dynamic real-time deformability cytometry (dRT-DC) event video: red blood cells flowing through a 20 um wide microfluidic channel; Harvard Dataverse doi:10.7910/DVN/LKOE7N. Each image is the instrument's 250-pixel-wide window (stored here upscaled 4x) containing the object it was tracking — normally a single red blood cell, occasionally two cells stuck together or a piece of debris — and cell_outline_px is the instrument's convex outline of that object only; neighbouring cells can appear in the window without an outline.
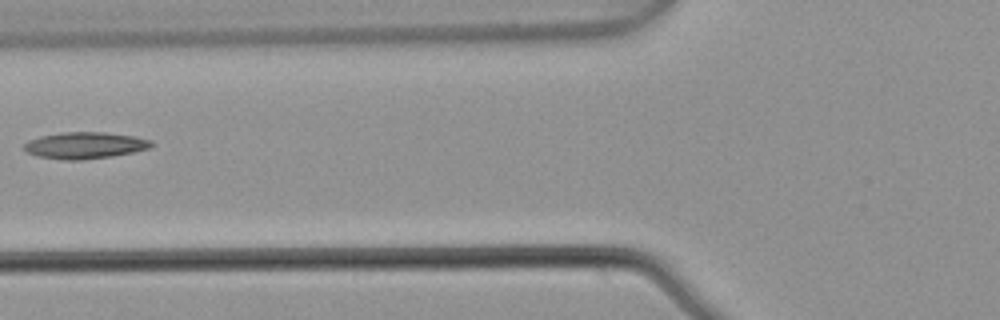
{"species": "common noctule bat (a hibernating species)", "species_latin": "Nyctalus noctula", "temperature_condition": "warm", "stored_images_in_passage": 4, "camera_frame_rate_fps": 3000, "um_per_image_px": 0.085, "animal": {"sex": "male", "body_mass_g": 21.5, "forearm_length_mm": 52.0}, "frame": {"image": 1, "passage_image": 3, "time_ms": 0.667, "image_size_px": [1000, 320], "cell_outline_px": [[156, 144], [148, 148], [132, 152], [112, 156], [80, 160], [64, 160], [40, 156], [28, 152], [24, 148], [24, 144], [28, 140], [40, 136], [60, 132], [104, 132], [136, 136], [152, 140]], "centroid_in_image_um": [7.25, 12.34], "position_along_channel_um": 118.5, "area_um2": 19.71}}
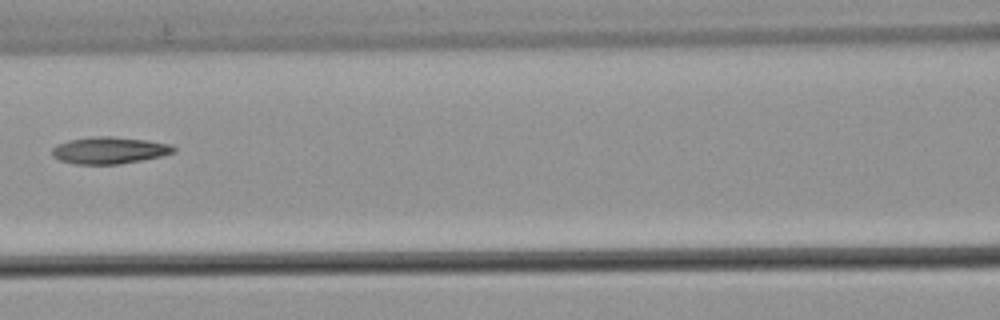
{"frame": {"image": 2, "passage_image": 4, "time_ms": 1.0, "image_size_px": [1000, 320], "cell_outline_px": [[176, 152], [160, 156], [140, 160], [116, 164], [76, 164], [60, 160], [52, 156], [52, 148], [56, 144], [68, 140], [92, 136], [112, 136], [148, 140], [172, 144], [176, 148]], "centroid_in_image_um": [9.29, 12.76], "position_along_channel_um": 157.3, "area_um2": 19.13}}